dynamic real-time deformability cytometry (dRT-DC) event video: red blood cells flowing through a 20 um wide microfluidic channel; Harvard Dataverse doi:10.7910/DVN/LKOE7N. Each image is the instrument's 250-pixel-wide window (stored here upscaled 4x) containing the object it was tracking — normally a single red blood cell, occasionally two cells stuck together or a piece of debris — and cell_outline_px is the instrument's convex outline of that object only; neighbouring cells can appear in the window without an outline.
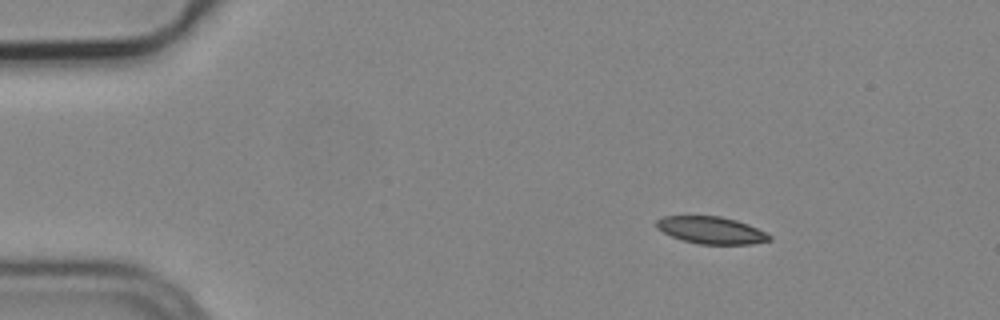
{"species": "common noctule bat (a hibernating species)", "species_latin": "Nyctalus noctula", "temperature_condition": "cold", "stored_images_in_passage": 3, "camera_frame_rate_fps": 3000, "um_per_image_px": 0.085, "animal": {"sex": "male", "body_mass_g": 19.2, "forearm_length_mm": 51.8}, "frame": {"image": 1, "passage_image": 1, "time_ms": 0.0, "image_size_px": [1000, 320], "cell_outline_px": [[772, 240], [752, 244], [700, 244], [684, 240], [672, 236], [656, 228], [656, 220], [664, 216], [720, 216], [736, 220], [748, 224], [772, 236]], "centroid_in_image_um": [60.46, 19.56], "position_along_channel_um": 24.5, "area_um2": 17.74}}